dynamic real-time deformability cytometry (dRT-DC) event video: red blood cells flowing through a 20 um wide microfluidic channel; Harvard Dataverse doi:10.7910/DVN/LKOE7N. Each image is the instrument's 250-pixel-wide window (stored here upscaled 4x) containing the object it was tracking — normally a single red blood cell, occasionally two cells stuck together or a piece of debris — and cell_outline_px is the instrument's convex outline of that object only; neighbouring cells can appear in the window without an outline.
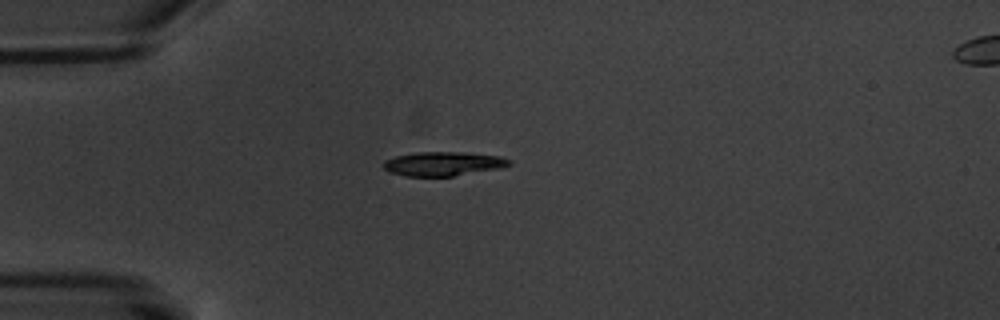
{"species": "common noctule bat (a hibernating species)", "species_latin": "Nyctalus noctula", "temperature_condition": "warm", "stored_images_in_passage": 7, "camera_frame_rate_fps": 3000, "um_per_image_px": 0.085, "animal": {"sex": "male", "body_mass_g": 20.1, "forearm_length_mm": 53.5}, "frame": {"image": 1, "passage_image": 1, "time_ms": 0.0, "image_size_px": [1000, 320], "cell_outline_px": [[512, 164], [500, 168], [452, 176], [404, 176], [388, 172], [384, 168], [384, 160], [396, 156], [416, 152], [464, 152], [500, 156], [512, 160]], "centroid_in_image_um": [37.67, 13.92], "position_along_channel_um": 47.3, "area_um2": 17.69}}
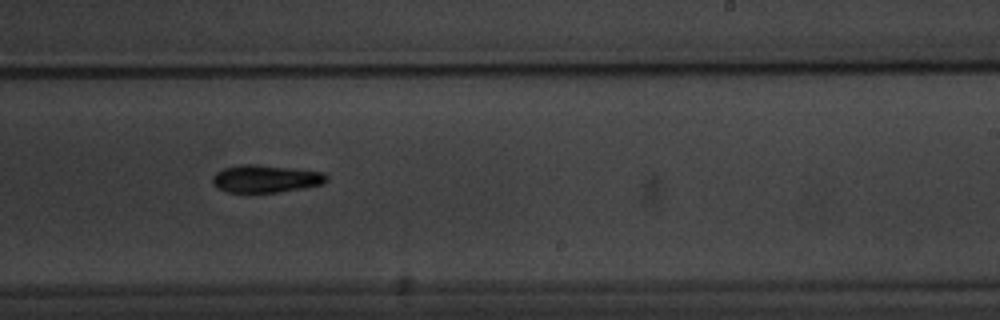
{"frame": {"image": 2, "passage_image": 7, "time_ms": 7.0, "image_size_px": [1000, 320], "cell_outline_px": [[328, 180], [324, 184], [304, 188], [276, 192], [228, 192], [212, 184], [212, 176], [216, 172], [224, 168], [244, 164], [256, 164], [324, 172], [328, 176]], "centroid_in_image_um": [22.61, 15.19], "position_along_channel_um": 266.4, "area_um2": 18.26}}